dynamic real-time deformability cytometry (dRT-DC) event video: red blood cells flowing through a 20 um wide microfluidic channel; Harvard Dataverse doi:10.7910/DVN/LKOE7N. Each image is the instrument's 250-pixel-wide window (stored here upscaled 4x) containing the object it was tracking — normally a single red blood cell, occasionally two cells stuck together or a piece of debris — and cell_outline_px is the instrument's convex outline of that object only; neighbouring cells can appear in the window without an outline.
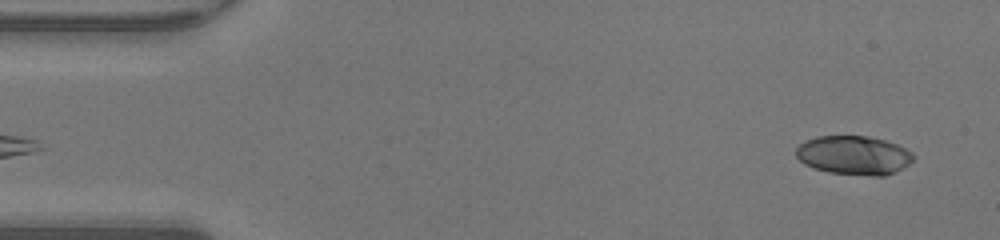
{"species": "human", "species_latin": "Homo sapiens", "temperature_condition": "warm", "stored_images_in_passage": 47, "camera_frame_rate_fps": 3000, "um_per_image_px": 0.085, "donor": {"sex": "male"}, "frame": {"image": 1, "passage_image": 2, "time_ms": 0.333, "image_size_px": [1000, 240], "cell_outline_px": [[912, 160], [908, 164], [896, 172], [884, 176], [872, 176], [828, 172], [804, 164], [796, 156], [796, 148], [800, 144], [816, 136], [868, 136], [884, 140], [896, 144], [912, 152]], "centroid_in_image_um": [72.57, 13.2], "position_along_channel_um": 12.4, "area_um2": 26.41}}
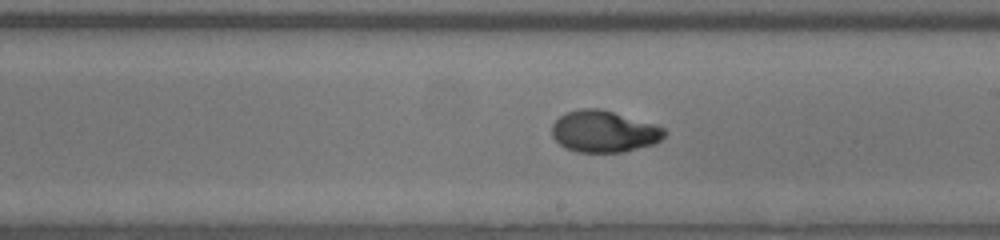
{"frame": {"image": 2, "passage_image": 26, "time_ms": 8.333, "image_size_px": [1000, 240], "cell_outline_px": [[668, 132], [656, 144], [624, 152], [576, 152], [560, 144], [552, 136], [552, 124], [560, 116], [568, 112], [580, 108], [600, 108], [656, 124], [664, 128]], "centroid_in_image_um": [51.37, 11.17], "position_along_channel_um": 237.6, "area_um2": 27.46}}
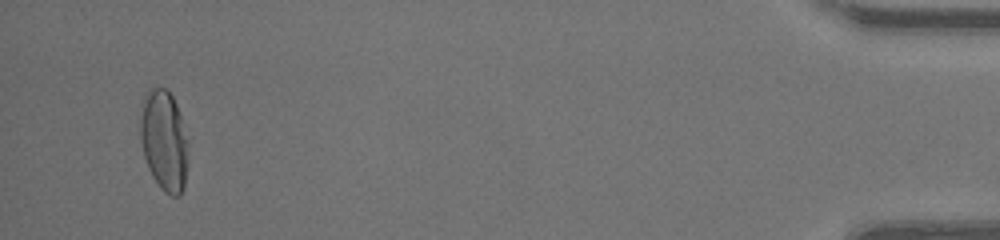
{"frame": {"image": 3, "passage_image": 45, "time_ms": 14.667, "image_size_px": [1000, 240], "cell_outline_px": [[188, 164], [184, 188], [180, 196], [172, 196], [164, 192], [160, 188], [152, 176], [148, 168], [144, 156], [140, 140], [140, 120], [144, 100], [148, 92], [152, 88], [164, 88], [172, 96], [176, 104], [180, 116], [188, 144]], "centroid_in_image_um": [13.96, 12.03], "position_along_channel_um": 421.2, "area_um2": 28.03}, "authors_computed_cell_mechanics": {"area_um2": 26.9348, "velocity_mm_per_s": 4.308, "shape_relaxation_time_tau1_ms": 4.9308, "shape_relaxation_time_tau2_ms": 0.7575, "deformation_change_tau1": 0.2589, "deformation_change_tau2": 0.0359}}